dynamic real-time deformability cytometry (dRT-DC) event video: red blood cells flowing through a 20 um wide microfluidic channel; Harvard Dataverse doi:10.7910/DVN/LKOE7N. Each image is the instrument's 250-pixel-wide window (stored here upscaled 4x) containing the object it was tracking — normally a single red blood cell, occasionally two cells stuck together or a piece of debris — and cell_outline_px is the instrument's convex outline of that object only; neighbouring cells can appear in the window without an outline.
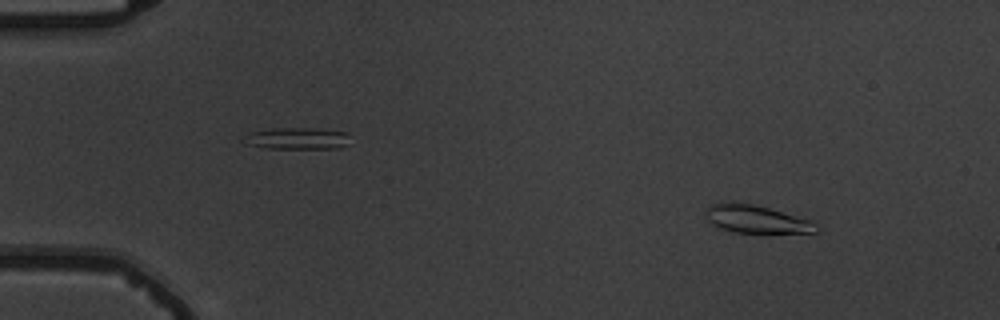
{"species": "common noctule bat (a hibernating species)", "species_latin": "Nyctalus noctula", "temperature_condition": "warm", "stored_images_in_passage": 56, "camera_frame_rate_fps": 3000, "um_per_image_px": 0.085, "animal": {"sex": "male", "body_mass_g": 19.5, "forearm_length_mm": 54.6}, "frame": {"image": 1, "passage_image": 7, "time_ms": 2.0, "image_size_px": [1000, 320], "cell_outline_px": [[816, 232], [768, 236], [732, 232], [720, 228], [712, 224], [708, 220], [704, 212], [712, 204], [732, 200], [752, 204], [768, 208], [812, 220], [816, 224]], "centroid_in_image_um": [64.3, 18.68], "position_along_channel_um": 20.7, "area_um2": 19.02}}
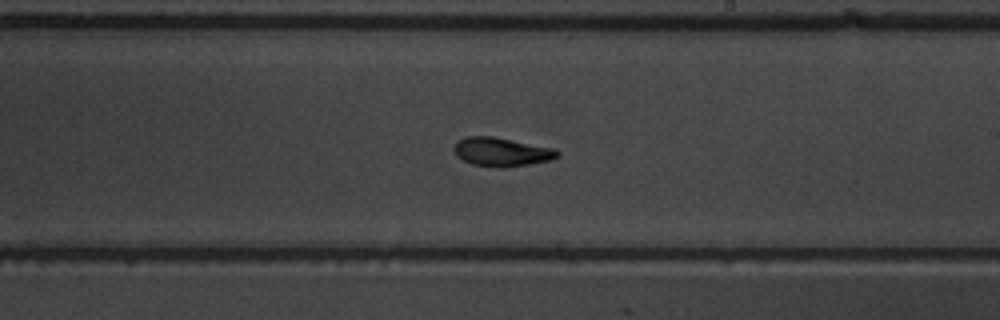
{"frame": {"image": 2, "passage_image": 34, "time_ms": 11.0, "image_size_px": [1000, 320], "cell_outline_px": [[560, 156], [552, 160], [504, 168], [500, 168], [472, 164], [456, 156], [452, 148], [456, 140], [464, 136], [492, 136], [556, 148], [560, 152]], "centroid_in_image_um": [42.63, 12.9], "position_along_channel_um": 246.4, "area_um2": 17.69}}
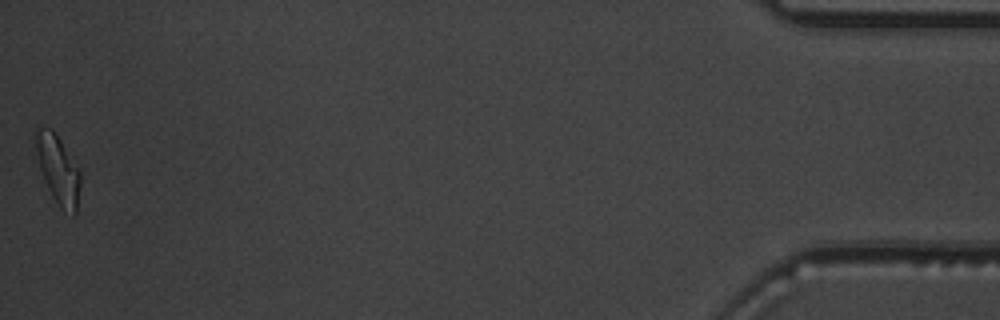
{"frame": {"image": 3, "passage_image": 56, "time_ms": 18.333, "image_size_px": [1000, 320], "cell_outline_px": [[80, 184], [76, 212], [72, 216], [64, 212], [60, 208], [52, 196], [32, 160], [36, 128], [52, 128], [80, 168]], "centroid_in_image_um": [4.86, 14.39], "position_along_channel_um": 430.3, "area_um2": 18.84}, "authors_computed_cell_mechanics": {"area_um2": 17.4267, "velocity_mm_per_s": 3.7005, "shape_relaxation_time_tau1_ms": 3.7788, "shape_relaxation_time_tau2_ms": 2.279, "deformation_change_tau1": 0.1448, "deformation_change_tau2": 0.0866}}